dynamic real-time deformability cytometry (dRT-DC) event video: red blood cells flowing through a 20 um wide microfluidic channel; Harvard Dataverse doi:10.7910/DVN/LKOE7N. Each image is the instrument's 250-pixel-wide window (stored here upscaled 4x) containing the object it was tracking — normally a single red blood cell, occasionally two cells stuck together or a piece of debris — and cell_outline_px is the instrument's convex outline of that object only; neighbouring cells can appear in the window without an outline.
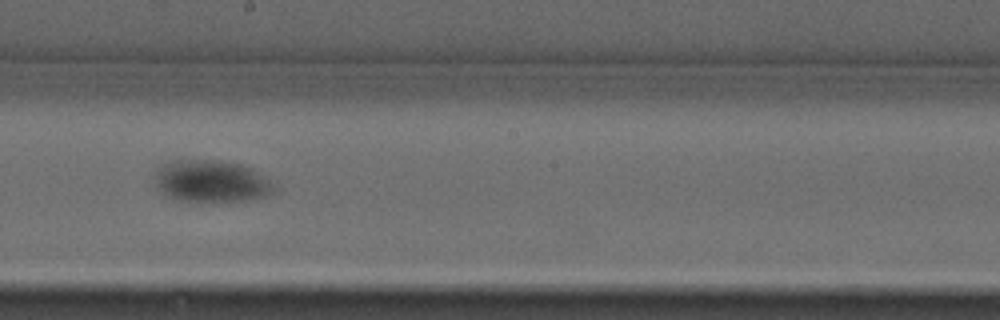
{"species": "common noctule bat (a hibernating species)", "species_latin": "Nyctalus noctula", "temperature_condition": "warm", "stored_images_in_passage": 23, "camera_frame_rate_fps": 3000, "um_per_image_px": 0.085, "animal": {"sex": "male", "forearm_length_mm": 52.5}, "frame": {"image": 1, "passage_image": 14, "time_ms": 4.333, "image_size_px": [1000, 320], "cell_outline_px": [[272, 192], [264, 196], [244, 200], [188, 200], [172, 196], [164, 192], [160, 184], [160, 168], [168, 164], [180, 160], [216, 160], [240, 164], [252, 168], [268, 180], [272, 184]], "centroid_in_image_um": [18.08, 15.38], "position_along_channel_um": 230.1, "area_um2": 27.17}}
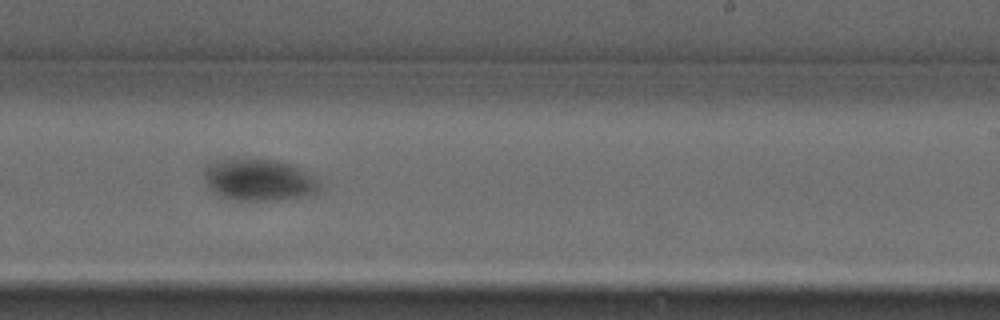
{"frame": {"image": 2, "passage_image": 17, "time_ms": 5.333, "image_size_px": [1000, 320], "cell_outline_px": [[316, 192], [296, 196], [264, 200], [236, 200], [224, 196], [212, 188], [208, 184], [204, 176], [204, 172], [208, 164], [216, 160], [276, 160], [292, 164], [312, 180], [316, 184]], "centroid_in_image_um": [21.89, 15.27], "position_along_channel_um": 267.1, "area_um2": 26.24}}
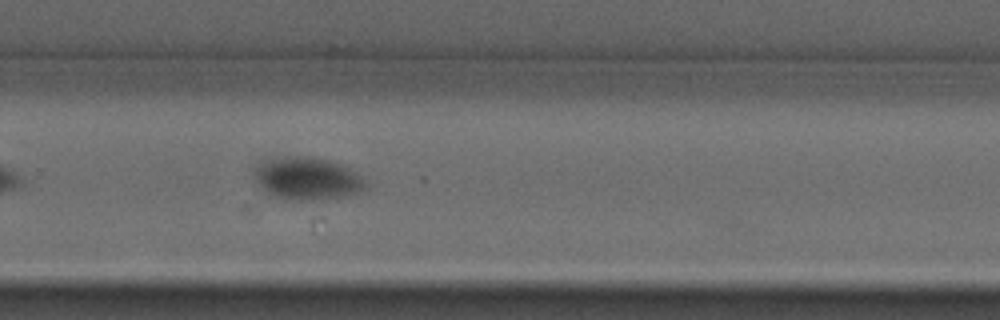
{"frame": {"image": 3, "passage_image": 20, "time_ms": 6.333, "image_size_px": [1000, 320], "cell_outline_px": [[364, 188], [348, 196], [276, 196], [264, 188], [256, 180], [256, 168], [264, 160], [272, 156], [308, 156], [328, 160], [340, 164], [360, 176], [364, 184]], "centroid_in_image_um": [26.08, 15.06], "position_along_channel_um": 303.7, "area_um2": 25.61}}